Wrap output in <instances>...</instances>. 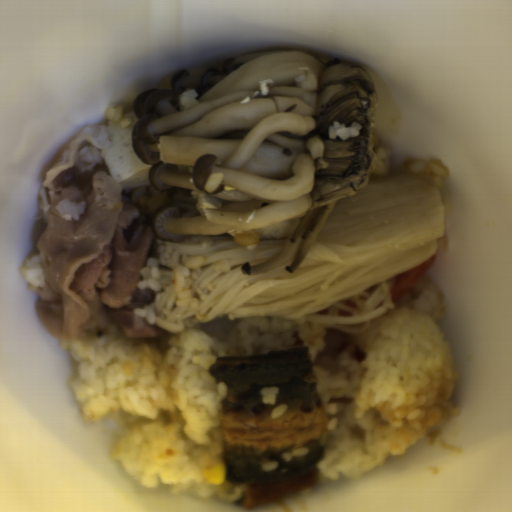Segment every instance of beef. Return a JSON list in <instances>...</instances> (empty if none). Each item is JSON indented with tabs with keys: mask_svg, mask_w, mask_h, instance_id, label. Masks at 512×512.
Listing matches in <instances>:
<instances>
[{
	"mask_svg": "<svg viewBox=\"0 0 512 512\" xmlns=\"http://www.w3.org/2000/svg\"><path fill=\"white\" fill-rule=\"evenodd\" d=\"M111 137L106 123L86 126L43 179L35 247L45 283L27 287L40 298V323L59 341L101 330L138 339L170 335L133 313L155 299L138 283L149 259H157V236L133 190L124 191L101 155Z\"/></svg>",
	"mask_w": 512,
	"mask_h": 512,
	"instance_id": "obj_1",
	"label": "beef"
}]
</instances>
